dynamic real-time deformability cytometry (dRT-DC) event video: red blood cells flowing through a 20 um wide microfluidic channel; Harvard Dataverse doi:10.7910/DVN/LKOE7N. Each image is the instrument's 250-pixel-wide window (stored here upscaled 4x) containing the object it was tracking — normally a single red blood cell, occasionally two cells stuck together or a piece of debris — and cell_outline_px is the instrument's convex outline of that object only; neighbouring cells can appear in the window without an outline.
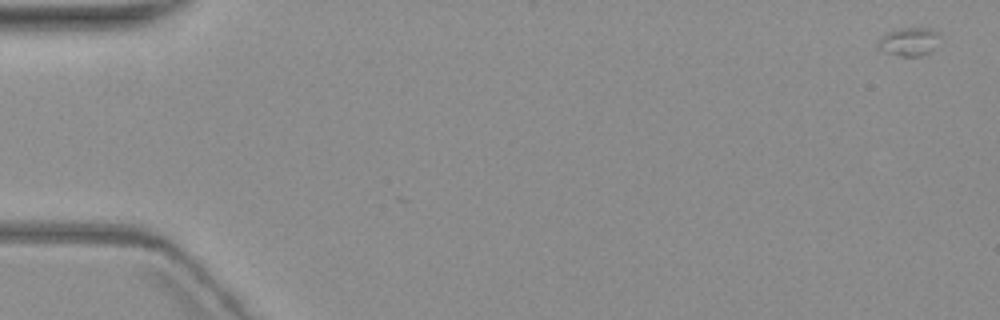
{"species": "common noctule bat (a hibernating species)", "species_latin": "Nyctalus noctula", "temperature_condition": "warm", "stored_images_in_passage": 5, "camera_frame_rate_fps": 3000, "um_per_image_px": 0.085, "animal": {"sex": "female", "body_mass_g": 19.3, "forearm_length_mm": 54.1}, "frame": {"image": 1, "passage_image": 1, "time_ms": 0.0, "image_size_px": [1000, 320], "cell_outline_px": [[940, 36], [932, 48], [928, 52], [920, 56], [904, 56], [880, 52], [876, 44], [880, 36], [888, 32], [900, 28], [928, 28], [936, 32]], "centroid_in_image_um": [77.17, 3.54], "position_along_channel_um": 7.8, "area_um2": 10.12}}